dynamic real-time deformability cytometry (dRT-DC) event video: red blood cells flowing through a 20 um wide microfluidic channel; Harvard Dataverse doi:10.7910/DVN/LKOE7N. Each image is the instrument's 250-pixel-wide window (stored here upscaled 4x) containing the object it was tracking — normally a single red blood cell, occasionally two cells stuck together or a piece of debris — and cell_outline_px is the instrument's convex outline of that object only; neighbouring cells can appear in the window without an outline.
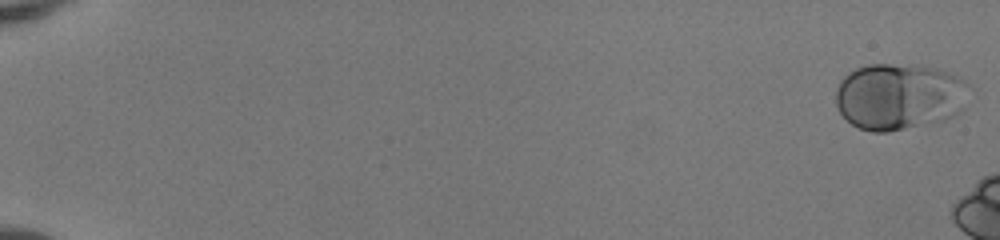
{"species": "human", "species_latin": "Homo sapiens", "temperature_condition": "room temperature", "stored_images_in_passage": 12, "camera_frame_rate_fps": 3000, "um_per_image_px": 0.085, "donor": {"sex": "female"}, "frame": {"image": 1, "passage_image": 1, "time_ms": 0.0, "image_size_px": [1000, 240], "cell_outline_px": [[968, 84], [964, 108], [960, 112], [944, 120], [888, 132], [872, 132], [860, 128], [852, 124], [840, 112], [836, 104], [836, 88], [840, 80], [848, 72], [856, 68], [868, 64], [920, 64], [936, 68], [948, 72], [964, 80]], "centroid_in_image_um": [76.42, 8.18], "position_along_channel_um": 8.6, "area_um2": 52.02}}